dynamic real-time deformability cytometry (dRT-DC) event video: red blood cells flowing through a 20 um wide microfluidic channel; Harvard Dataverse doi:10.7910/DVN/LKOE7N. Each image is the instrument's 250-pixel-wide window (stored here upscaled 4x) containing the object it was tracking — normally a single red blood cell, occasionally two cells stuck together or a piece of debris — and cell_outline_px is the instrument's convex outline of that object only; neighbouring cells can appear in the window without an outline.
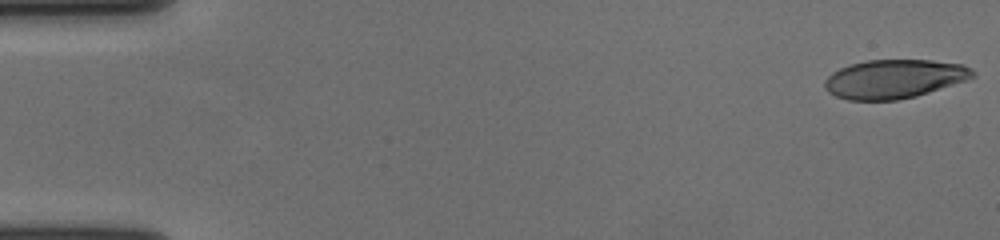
{"species": "human", "species_latin": "Homo sapiens", "temperature_condition": "cold", "stored_images_in_passage": 57, "camera_frame_rate_fps": 3000, "um_per_image_px": 0.085, "donor": {"sex": "female"}, "frame": {"image": 1, "passage_image": 1, "time_ms": 0.0, "image_size_px": [1000, 240], "cell_outline_px": [[976, 76], [916, 96], [896, 100], [848, 100], [836, 96], [828, 92], [824, 88], [824, 80], [832, 72], [848, 64], [868, 60], [932, 60], [960, 64], [972, 68], [976, 72]], "centroid_in_image_um": [75.97, 6.7], "position_along_channel_um": 9.0, "area_um2": 33.41}}
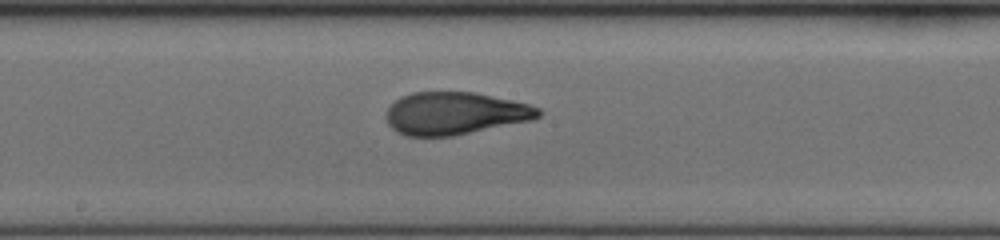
{"frame": {"image": 2, "passage_image": 31, "time_ms": 10.0, "image_size_px": [1000, 240], "cell_outline_px": [[544, 112], [540, 116], [532, 120], [452, 136], [404, 136], [396, 132], [388, 124], [384, 116], [384, 112], [400, 96], [412, 92], [476, 92], [512, 100], [528, 104], [540, 108]], "centroid_in_image_um": [38.65, 9.63], "position_along_channel_um": 209.6, "area_um2": 38.03}}
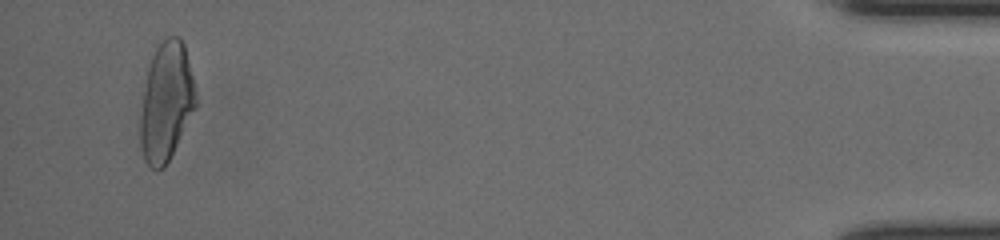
{"frame": {"image": 3, "passage_image": 55, "time_ms": 18.0, "image_size_px": [1000, 240], "cell_outline_px": [[196, 108], [168, 160], [160, 168], [152, 168], [144, 160], [140, 148], [140, 116], [148, 64], [160, 40], [168, 36], [180, 36], [184, 44], [192, 76], [196, 100]], "centroid_in_image_um": [14.11, 8.61], "position_along_channel_um": 421.1, "area_um2": 38.03}, "authors_computed_cell_mechanics": {"area_um2": 37.3966, "velocity_mm_per_s": 3.6443, "shape_relaxation_time_tau1_ms": 5.7772, "shape_relaxation_time_tau2_ms": 1.1148, "deformation_change_tau1": 0.2271, "deformation_change_tau2": 0.0781}}